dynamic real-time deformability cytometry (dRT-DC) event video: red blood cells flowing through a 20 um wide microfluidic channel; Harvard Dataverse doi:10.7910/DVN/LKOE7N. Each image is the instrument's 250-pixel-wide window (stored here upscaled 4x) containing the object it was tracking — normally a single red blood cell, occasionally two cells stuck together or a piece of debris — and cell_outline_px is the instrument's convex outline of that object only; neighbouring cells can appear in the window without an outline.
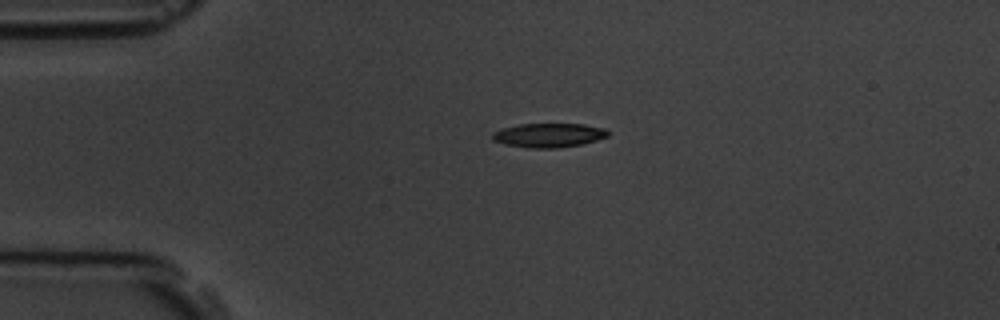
{"species": "common noctule bat (a hibernating species)", "species_latin": "Nyctalus noctula", "temperature_condition": "room temperature", "stored_images_in_passage": 2, "camera_frame_rate_fps": 3000, "um_per_image_px": 0.085, "animal": {"sex": "male", "body_mass_g": 19.5, "forearm_length_mm": 54.6}, "frame": {"image": 1, "passage_image": 1, "time_ms": 0.0, "image_size_px": [1000, 320], "cell_outline_px": [[608, 136], [584, 144], [556, 148], [528, 148], [504, 144], [492, 140], [492, 132], [504, 128], [520, 124], [584, 124], [608, 128]], "centroid_in_image_um": [46.66, 11.5], "position_along_channel_um": 38.3, "area_um2": 16.36}}